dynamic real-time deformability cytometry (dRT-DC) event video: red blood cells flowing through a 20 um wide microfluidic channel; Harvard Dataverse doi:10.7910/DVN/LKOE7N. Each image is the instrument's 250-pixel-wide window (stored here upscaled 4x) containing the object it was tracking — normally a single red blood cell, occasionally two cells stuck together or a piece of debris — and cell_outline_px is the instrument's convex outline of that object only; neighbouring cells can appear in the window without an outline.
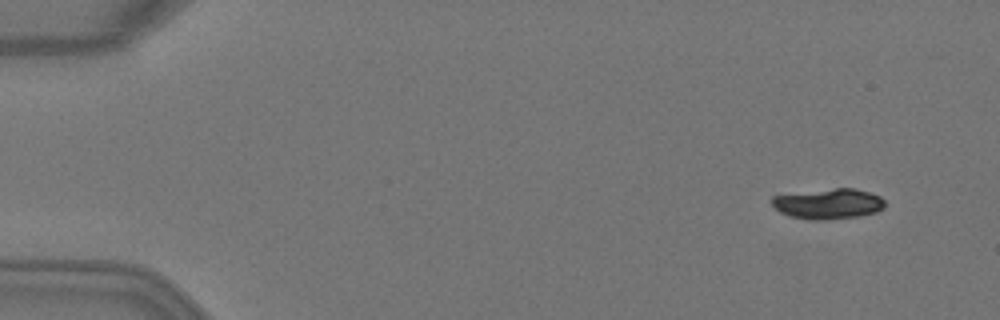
{"species": "Egyptian fruit bat (a non-hibernating species)", "species_latin": "Rousettus aegyptiacus", "temperature_condition": "warm", "stored_images_in_passage": 4, "camera_frame_rate_fps": 3000, "um_per_image_px": 0.085, "animal": {"sex": "female"}, "frame": {"image": 1, "passage_image": 2, "time_ms": 0.333, "image_size_px": [1000, 320], "cell_outline_px": [[884, 208], [876, 212], [860, 216], [828, 220], [808, 220], [788, 216], [780, 212], [772, 204], [772, 196], [836, 188], [856, 188], [880, 196], [884, 200]], "centroid_in_image_um": [70.43, 17.34], "position_along_channel_um": 14.6, "area_um2": 20.0}}